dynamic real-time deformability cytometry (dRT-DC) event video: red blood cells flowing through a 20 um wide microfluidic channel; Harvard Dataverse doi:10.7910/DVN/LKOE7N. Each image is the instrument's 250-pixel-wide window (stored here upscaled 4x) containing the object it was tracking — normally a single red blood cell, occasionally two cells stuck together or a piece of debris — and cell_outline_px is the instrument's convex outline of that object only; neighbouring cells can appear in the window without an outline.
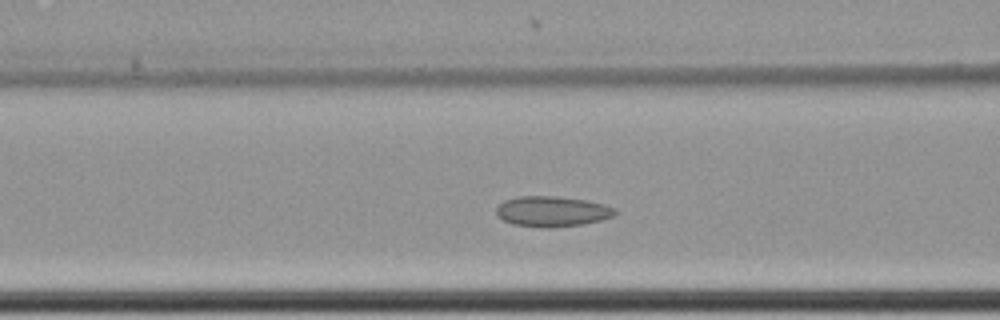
{"species": "common noctule bat (a hibernating species)", "species_latin": "Nyctalus noctula", "temperature_condition": "cold", "stored_images_in_passage": 52, "camera_frame_rate_fps": 3000, "um_per_image_px": 0.085, "animal": {"sex": "female", "body_mass_g": 22.7, "forearm_length_mm": 54.2}, "frame": {"image": 1, "passage_image": 16, "time_ms": 5.0, "image_size_px": [1000, 320], "cell_outline_px": [[616, 212], [612, 216], [600, 220], [584, 224], [552, 228], [548, 228], [512, 224], [496, 216], [496, 208], [504, 200], [520, 196], [556, 196], [584, 200], [604, 204], [616, 208]], "centroid_in_image_um": [46.91, 17.97], "position_along_channel_um": 119.7, "area_um2": 21.04}}
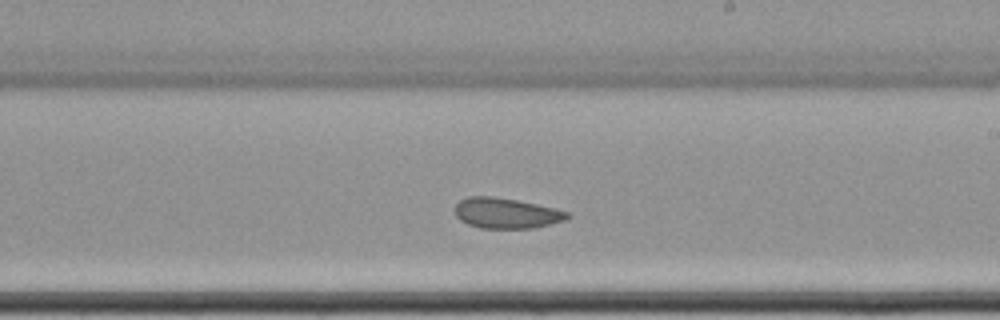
{"frame": {"image": 2, "passage_image": 27, "time_ms": 8.667, "image_size_px": [1000, 320], "cell_outline_px": [[572, 216], [564, 220], [532, 228], [480, 228], [468, 224], [460, 220], [456, 216], [456, 204], [460, 200], [468, 196], [492, 196], [516, 200], [536, 204], [568, 212]], "centroid_in_image_um": [43.0, 18.12], "position_along_channel_um": 246.0, "area_um2": 19.71}}
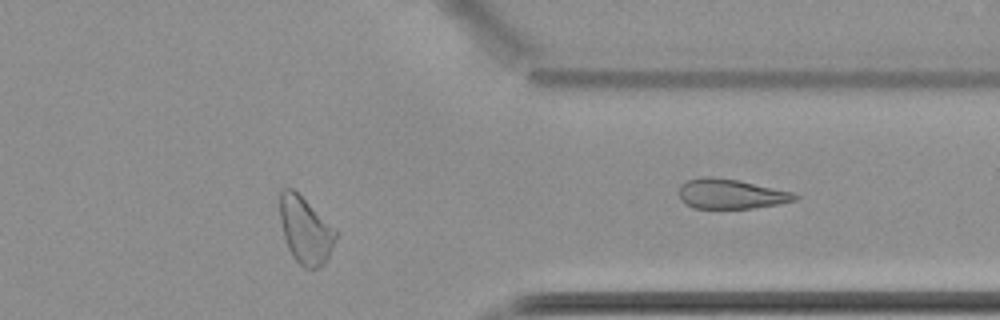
{"frame": {"image": 3, "passage_image": 40, "time_ms": 13.0, "image_size_px": [1000, 320], "cell_outline_px": [[336, 240], [324, 264], [320, 268], [304, 268], [292, 256], [288, 248], [284, 236], [280, 220], [280, 192], [284, 188], [292, 188], [336, 232]], "centroid_in_image_um": [25.92, 19.62], "position_along_channel_um": 385.5, "area_um2": 20.98}, "authors_computed_cell_mechanics": {"area_um2": 21.1548, "velocity_mm_per_s": 3.4535, "shape_relaxation_time_tau1_ms": 7.1633, "shape_relaxation_time_tau2_ms": 4.0889, "deformation_change_tau1": 0.0656, "deformation_change_tau2": 0.0757}}